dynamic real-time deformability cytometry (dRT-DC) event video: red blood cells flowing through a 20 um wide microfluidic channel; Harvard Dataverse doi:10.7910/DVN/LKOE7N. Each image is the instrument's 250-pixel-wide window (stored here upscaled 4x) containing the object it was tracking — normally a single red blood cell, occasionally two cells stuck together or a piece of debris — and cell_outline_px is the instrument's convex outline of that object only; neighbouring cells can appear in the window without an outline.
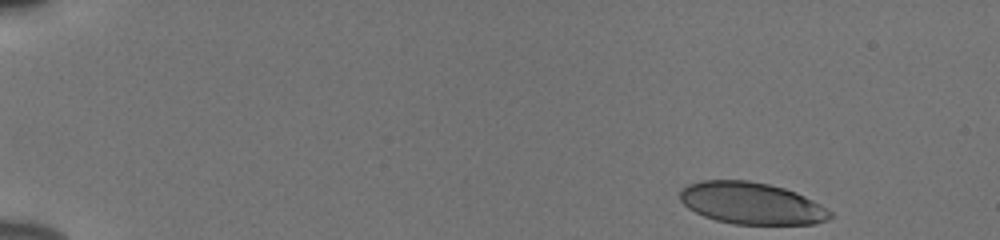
{"species": "human", "species_latin": "Homo sapiens", "temperature_condition": "cold", "stored_images_in_passage": 30, "camera_frame_rate_fps": 3000, "um_per_image_px": 0.085, "donor": {"sex": "male"}, "frame": {"image": 1, "passage_image": 1, "time_ms": 0.0, "image_size_px": [1000, 240], "cell_outline_px": [[832, 216], [828, 220], [812, 224], [732, 224], [716, 220], [704, 216], [688, 208], [680, 200], [680, 192], [688, 184], [700, 180], [748, 180], [768, 184], [784, 188], [796, 192], [820, 204], [832, 212]], "centroid_in_image_um": [63.87, 17.28], "position_along_channel_um": 21.1, "area_um2": 36.59}}
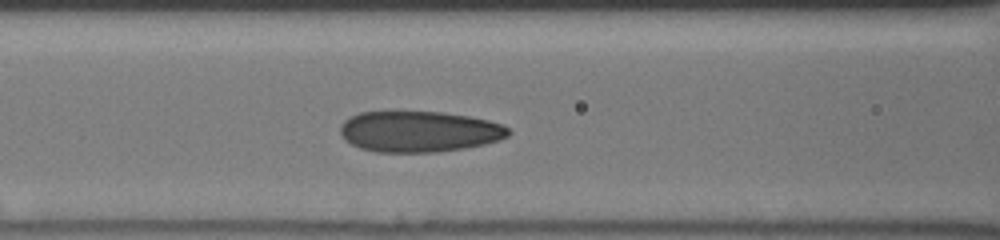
{"frame": {"image": 2, "passage_image": 20, "time_ms": 6.333, "image_size_px": [1000, 240], "cell_outline_px": [[512, 132], [508, 136], [500, 140], [484, 144], [464, 148], [436, 152], [376, 152], [360, 148], [344, 140], [340, 132], [340, 124], [344, 120], [360, 112], [444, 112], [468, 116], [488, 120], [504, 124]], "centroid_in_image_um": [35.64, 11.18], "position_along_channel_um": 131.0, "area_um2": 40.29}}
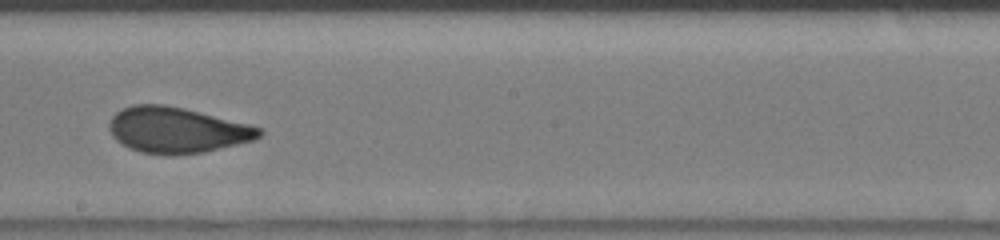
{"frame": {"image": 3, "passage_image": 28, "time_ms": 9.0, "image_size_px": [1000, 240], "cell_outline_px": [[264, 132], [260, 136], [252, 140], [204, 152], [172, 156], [168, 156], [140, 152], [128, 148], [116, 140], [112, 136], [108, 128], [108, 124], [112, 116], [116, 112], [132, 104], [164, 104], [184, 108], [248, 124], [260, 128]], "centroid_in_image_um": [14.98, 11.06], "position_along_channel_um": 233.2, "area_um2": 40.11}}